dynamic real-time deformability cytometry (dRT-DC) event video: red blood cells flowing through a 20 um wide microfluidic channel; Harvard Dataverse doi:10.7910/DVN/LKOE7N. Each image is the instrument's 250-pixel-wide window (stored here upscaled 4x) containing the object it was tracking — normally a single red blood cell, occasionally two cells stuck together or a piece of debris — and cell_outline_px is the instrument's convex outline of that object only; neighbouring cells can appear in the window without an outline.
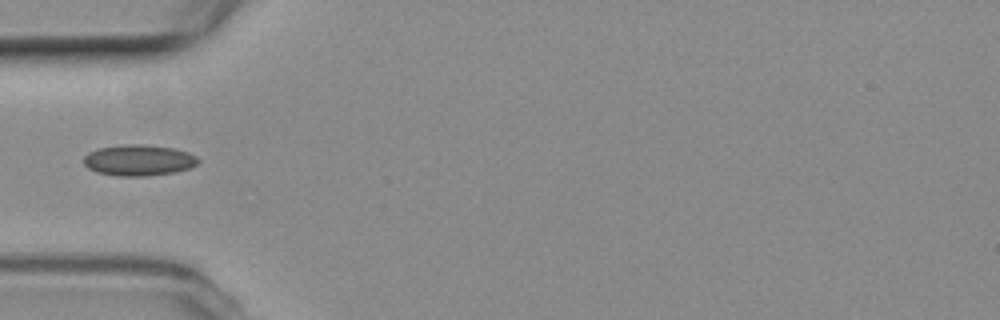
{"species": "common noctule bat (a hibernating species)", "species_latin": "Nyctalus noctula", "temperature_condition": "room temperature", "stored_images_in_passage": 10, "camera_frame_rate_fps": 3000, "um_per_image_px": 0.085, "animal": {"sex": "female", "body_mass_g": 19.3, "forearm_length_mm": 54.1}, "frame": {"image": 1, "passage_image": 1, "time_ms": 0.0, "image_size_px": [1000, 320], "cell_outline_px": [[200, 160], [196, 164], [188, 168], [176, 172], [144, 176], [116, 176], [96, 172], [88, 168], [84, 164], [84, 156], [88, 152], [100, 148], [124, 144], [140, 144], [172, 148], [188, 152], [196, 156]], "centroid_in_image_um": [11.77, 13.62], "position_along_channel_um": 73.2, "area_um2": 20.63}}
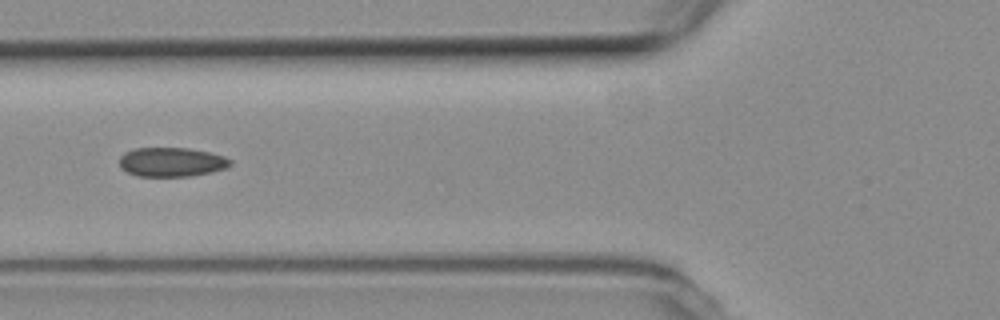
{"frame": {"image": 2, "passage_image": 4, "time_ms": 1.0, "image_size_px": [1000, 320], "cell_outline_px": [[232, 164], [224, 168], [192, 176], [136, 176], [120, 168], [120, 156], [124, 152], [136, 148], [188, 148], [208, 152], [224, 156], [232, 160]], "centroid_in_image_um": [14.56, 13.77], "position_along_channel_um": 111.2, "area_um2": 18.79}}